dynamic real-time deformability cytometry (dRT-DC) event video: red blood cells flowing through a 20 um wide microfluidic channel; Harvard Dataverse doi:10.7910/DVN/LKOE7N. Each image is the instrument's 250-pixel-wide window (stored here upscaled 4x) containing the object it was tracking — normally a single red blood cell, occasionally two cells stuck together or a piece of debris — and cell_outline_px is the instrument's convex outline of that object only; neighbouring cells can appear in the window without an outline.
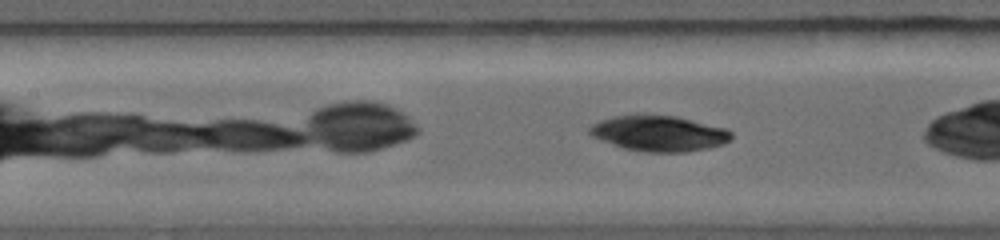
{"species": "common noctule bat (a hibernating species)", "species_latin": "Nyctalus noctula", "temperature_condition": "warm", "stored_images_in_passage": 48, "camera_frame_rate_fps": 5000, "um_per_image_px": 0.085, "animal": {"sex": "female", "body_mass_g": 19.0, "forearm_length_mm": 56.7}, "frame": {"image": 1, "passage_image": 15, "time_ms": 2.2, "image_size_px": [1000, 240], "cell_outline_px": [[732, 140], [724, 144], [708, 148], [684, 152], [644, 152], [624, 148], [600, 140], [592, 136], [588, 132], [588, 128], [592, 124], [600, 120], [612, 116], [636, 112], [640, 112], [676, 116], [728, 128], [732, 132]], "centroid_in_image_um": [56.0, 11.3], "position_along_channel_um": 151.4, "area_um2": 30.35}}